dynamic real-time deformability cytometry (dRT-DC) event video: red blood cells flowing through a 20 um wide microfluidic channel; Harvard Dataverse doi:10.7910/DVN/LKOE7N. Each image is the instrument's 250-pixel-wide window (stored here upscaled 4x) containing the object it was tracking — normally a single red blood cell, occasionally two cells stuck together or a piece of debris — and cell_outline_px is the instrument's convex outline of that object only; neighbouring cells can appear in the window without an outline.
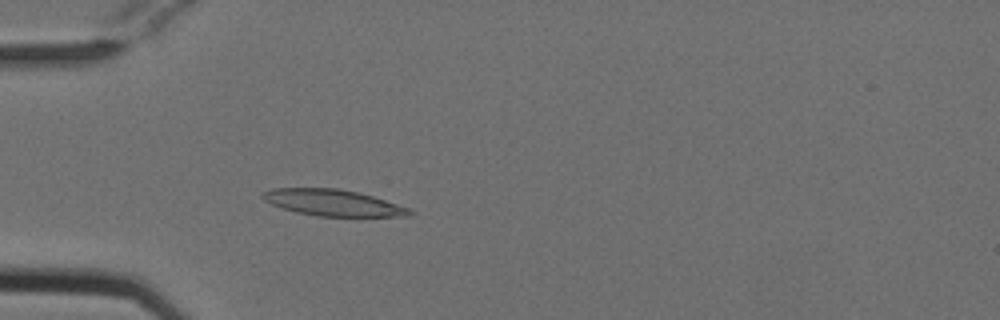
{"species": "Egyptian fruit bat (a non-hibernating species)", "species_latin": "Rousettus aegyptiacus", "temperature_condition": "cold", "stored_images_in_passage": 51, "camera_frame_rate_fps": 3000, "um_per_image_px": 0.085, "animal": {"sex": "female"}, "frame": {"image": 1, "passage_image": 14, "time_ms": 4.333, "image_size_px": [1000, 320], "cell_outline_px": [[416, 212], [412, 216], [316, 216], [296, 212], [272, 204], [264, 200], [260, 196], [260, 192], [272, 188], [340, 188], [372, 196], [408, 208]], "centroid_in_image_um": [28.27, 17.22], "position_along_channel_um": 56.7, "area_um2": 22.48}}
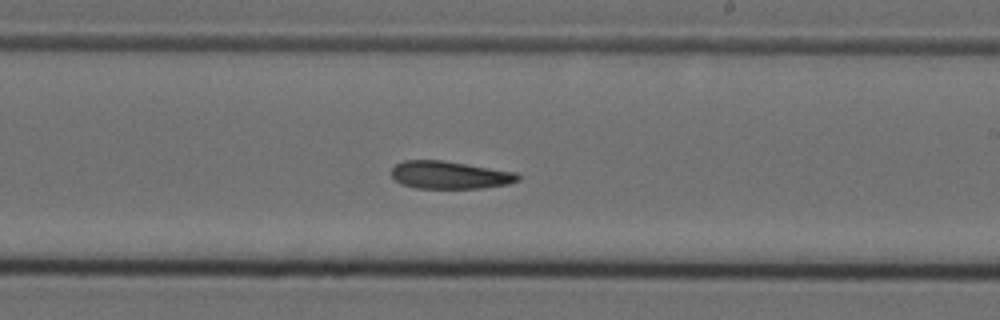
{"frame": {"image": 2, "passage_image": 30, "time_ms": 9.667, "image_size_px": [1000, 320], "cell_outline_px": [[520, 180], [508, 184], [484, 188], [416, 188], [400, 184], [392, 176], [392, 168], [396, 164], [404, 160], [444, 160], [516, 172], [520, 176]], "centroid_in_image_um": [38.24, 14.87], "position_along_channel_um": 250.8, "area_um2": 20.52}}
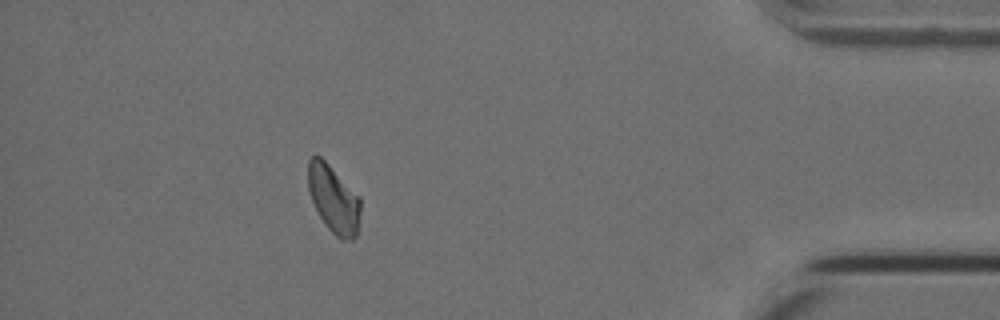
{"frame": {"image": 3, "passage_image": 46, "time_ms": 15.0, "image_size_px": [1000, 320], "cell_outline_px": [[360, 212], [356, 236], [352, 240], [340, 240], [324, 224], [312, 200], [308, 188], [308, 160], [312, 156], [320, 156], [360, 196]], "centroid_in_image_um": [28.36, 16.94], "position_along_channel_um": 406.8, "area_um2": 20.52}}